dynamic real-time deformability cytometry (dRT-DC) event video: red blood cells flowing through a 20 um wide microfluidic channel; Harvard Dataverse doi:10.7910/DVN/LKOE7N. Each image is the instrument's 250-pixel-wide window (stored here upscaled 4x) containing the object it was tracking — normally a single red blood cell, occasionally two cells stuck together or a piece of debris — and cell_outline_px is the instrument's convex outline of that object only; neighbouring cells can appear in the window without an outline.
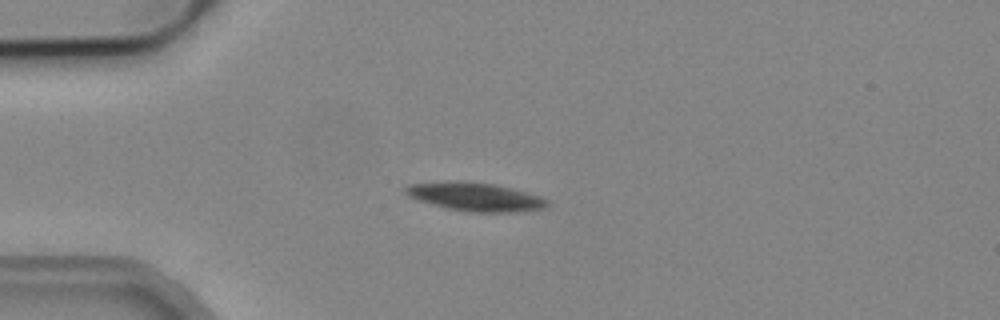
{"species": "common noctule bat (a hibernating species)", "species_latin": "Nyctalus noctula", "temperature_condition": "cold", "stored_images_in_passage": 5, "camera_frame_rate_fps": 3000, "um_per_image_px": 0.085, "animal": {"sex": "male", "body_mass_g": 19.2, "forearm_length_mm": 51.8}, "frame": {"image": 1, "passage_image": 2, "time_ms": 0.333, "image_size_px": [1000, 320], "cell_outline_px": [[548, 204], [544, 208], [516, 212], [472, 212], [448, 208], [416, 200], [408, 196], [404, 192], [404, 188], [408, 184], [444, 180], [460, 180], [492, 184], [540, 196], [548, 200]], "centroid_in_image_um": [40.31, 16.71], "position_along_channel_um": 44.7, "area_um2": 23.52}}